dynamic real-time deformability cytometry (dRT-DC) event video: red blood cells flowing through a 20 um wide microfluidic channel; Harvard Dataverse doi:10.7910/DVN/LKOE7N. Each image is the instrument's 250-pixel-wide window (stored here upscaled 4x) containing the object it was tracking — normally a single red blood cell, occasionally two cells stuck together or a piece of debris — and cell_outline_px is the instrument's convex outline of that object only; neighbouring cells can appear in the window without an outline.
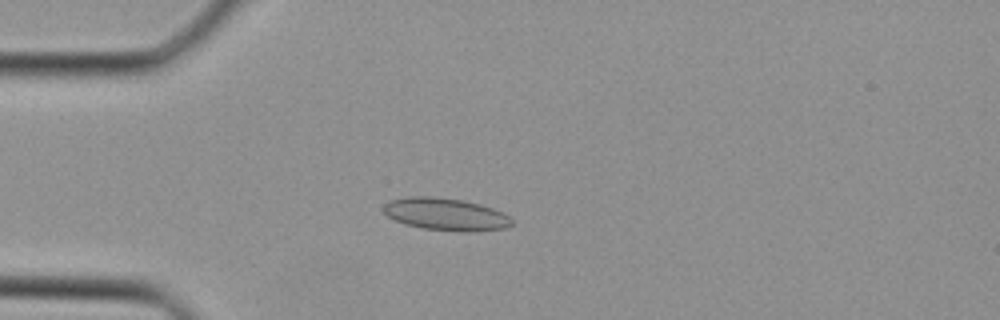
{"species": "Egyptian fruit bat (a non-hibernating species)", "species_latin": "Rousettus aegyptiacus", "temperature_condition": "cold", "stored_images_in_passage": 30, "camera_frame_rate_fps": 3000, "um_per_image_px": 0.085, "animal": {"sex": "female"}, "frame": {"image": 1, "passage_image": 1, "time_ms": 0.0, "image_size_px": [1000, 320], "cell_outline_px": [[512, 224], [504, 228], [476, 232], [464, 232], [424, 228], [404, 224], [388, 216], [384, 212], [384, 204], [388, 200], [412, 196], [428, 196], [460, 200], [480, 204], [504, 212], [512, 220]], "centroid_in_image_um": [37.89, 18.22], "position_along_channel_um": 47.1, "area_um2": 24.1}}
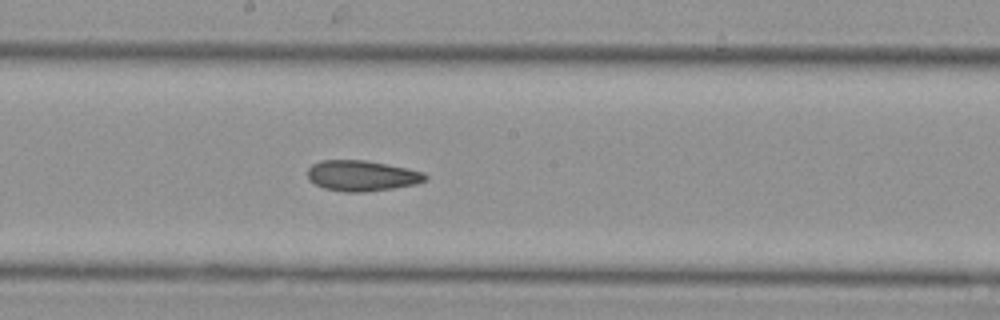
{"frame": {"image": 2, "passage_image": 12, "time_ms": 3.667, "image_size_px": [1000, 320], "cell_outline_px": [[428, 176], [424, 180], [416, 184], [392, 188], [364, 192], [344, 192], [324, 188], [316, 184], [308, 176], [308, 168], [312, 164], [320, 160], [364, 160], [408, 168], [424, 172]], "centroid_in_image_um": [30.76, 14.93], "position_along_channel_um": 217.4, "area_um2": 20.87}}
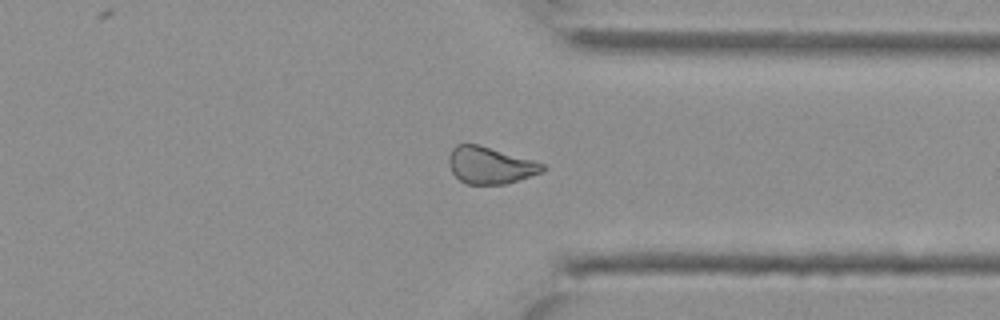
{"frame": {"image": 3, "passage_image": 21, "time_ms": 6.667, "image_size_px": [1000, 320], "cell_outline_px": [[544, 172], [504, 184], [468, 184], [460, 180], [452, 172], [448, 164], [448, 156], [452, 148], [456, 144], [480, 144], [532, 160], [544, 164]], "centroid_in_image_um": [41.63, 14.04], "position_along_channel_um": 369.8, "area_um2": 20.11}}